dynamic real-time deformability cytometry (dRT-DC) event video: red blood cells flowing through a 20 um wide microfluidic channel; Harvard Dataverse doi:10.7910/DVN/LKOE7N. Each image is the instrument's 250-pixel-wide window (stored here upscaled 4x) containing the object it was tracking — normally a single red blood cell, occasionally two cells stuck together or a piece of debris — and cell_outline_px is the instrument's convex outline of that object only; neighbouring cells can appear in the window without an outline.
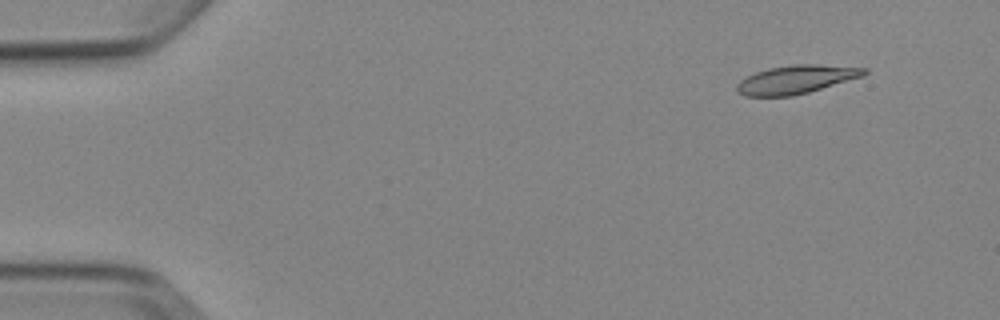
{"species": "Egyptian fruit bat (a non-hibernating species)", "species_latin": "Rousettus aegyptiacus", "temperature_condition": "cold", "stored_images_in_passage": 4, "camera_frame_rate_fps": 3000, "um_per_image_px": 0.085, "animal": {"sex": "female"}, "frame": {"image": 1, "passage_image": 1, "time_ms": 0.0, "image_size_px": [1000, 320], "cell_outline_px": [[868, 72], [864, 76], [808, 92], [792, 96], [744, 96], [736, 88], [736, 84], [740, 80], [756, 72], [768, 68], [792, 64], [820, 64], [868, 68]], "centroid_in_image_um": [67.7, 6.74], "position_along_channel_um": 17.3, "area_um2": 21.1}}
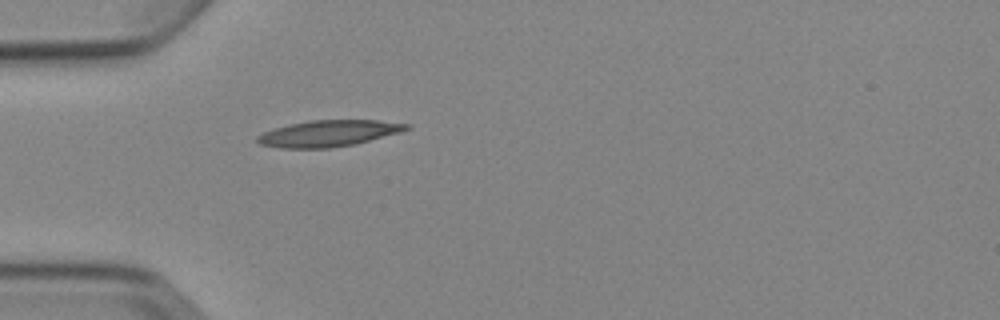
{"frame": {"image": 2, "passage_image": 4, "time_ms": 3.667, "image_size_px": [1000, 320], "cell_outline_px": [[412, 128], [400, 132], [352, 144], [328, 148], [280, 148], [260, 144], [256, 140], [256, 136], [272, 128], [288, 124], [308, 120], [376, 120], [412, 124]], "centroid_in_image_um": [27.9, 11.32], "position_along_channel_um": 57.1, "area_um2": 22.83}}